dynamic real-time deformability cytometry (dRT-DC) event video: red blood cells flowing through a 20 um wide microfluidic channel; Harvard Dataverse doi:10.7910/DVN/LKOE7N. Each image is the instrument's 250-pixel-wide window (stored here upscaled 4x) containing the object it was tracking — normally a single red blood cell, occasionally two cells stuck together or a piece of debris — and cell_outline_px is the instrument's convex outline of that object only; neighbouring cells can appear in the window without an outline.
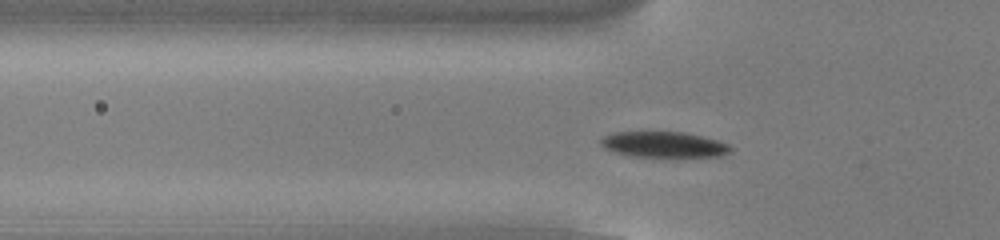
{"species": "common noctule bat (a hibernating species)", "species_latin": "Nyctalus noctula", "temperature_condition": "cold", "stored_images_in_passage": 51, "camera_frame_rate_fps": 3000, "um_per_image_px": 0.085, "animal": {"sex": "male", "body_mass_g": 13.0, "forearm_length_mm": 53.1}, "frame": {"image": 1, "passage_image": 14, "time_ms": 4.333, "image_size_px": [1000, 240], "cell_outline_px": [[732, 152], [720, 156], [628, 156], [604, 148], [600, 144], [600, 140], [604, 136], [616, 132], [684, 132], [716, 140], [728, 144], [732, 148]], "centroid_in_image_um": [56.41, 12.28], "position_along_channel_um": 69.4, "area_um2": 19.19}}
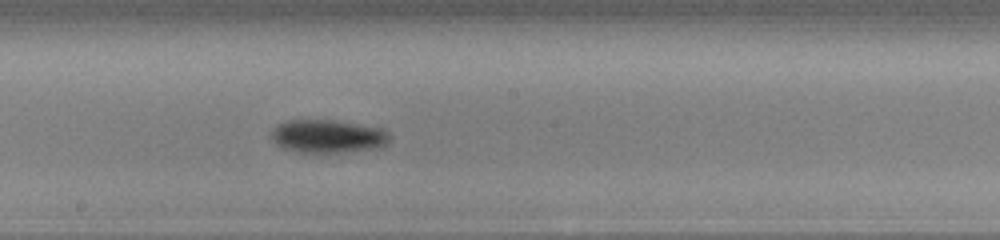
{"frame": {"image": 2, "passage_image": 26, "time_ms": 8.333, "image_size_px": [1000, 240], "cell_outline_px": [[388, 140], [376, 148], [340, 152], [296, 152], [280, 148], [268, 136], [272, 128], [276, 124], [288, 120], [332, 120], [356, 124], [376, 128], [384, 132], [388, 136]], "centroid_in_image_um": [27.67, 11.58], "position_along_channel_um": 220.5, "area_um2": 22.54}}
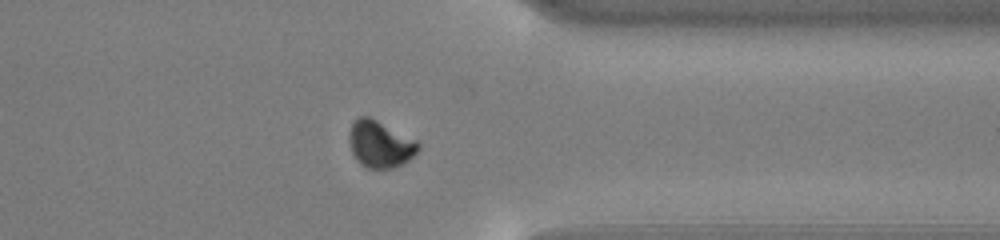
{"frame": {"image": 3, "passage_image": 39, "time_ms": 12.667, "image_size_px": [1000, 240], "cell_outline_px": [[420, 148], [408, 160], [392, 168], [364, 168], [356, 160], [352, 152], [348, 140], [348, 136], [352, 124], [356, 116], [368, 116], [416, 140], [420, 144]], "centroid_in_image_um": [32.26, 12.25], "position_along_channel_um": 379.1, "area_um2": 18.73}, "authors_computed_cell_mechanics": {"area_um2": 19.4208, "velocity_mm_per_s": 3.8012, "shape_relaxation_time_tau1_ms": 3.0649, "shape_relaxation_time_tau2_ms": null, "deformation_change_tau1": 0.1054, "deformation_change_tau2": null}}